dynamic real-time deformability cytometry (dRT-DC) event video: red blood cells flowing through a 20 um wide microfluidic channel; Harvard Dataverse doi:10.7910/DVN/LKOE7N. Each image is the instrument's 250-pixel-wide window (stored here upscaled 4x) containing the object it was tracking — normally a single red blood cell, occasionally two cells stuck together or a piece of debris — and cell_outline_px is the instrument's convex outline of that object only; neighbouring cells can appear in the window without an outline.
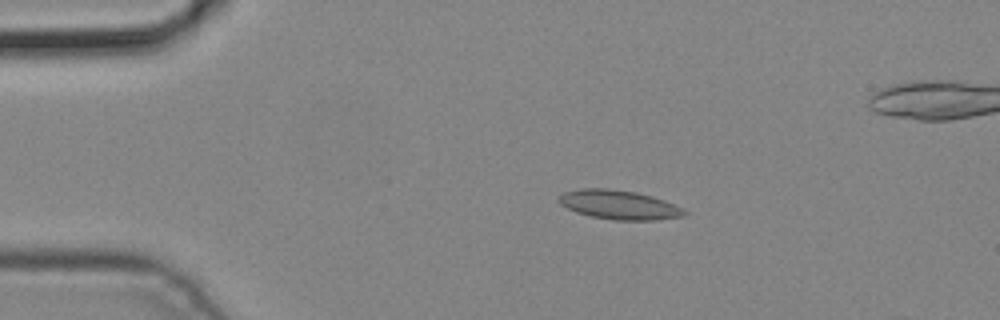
{"species": "common noctule bat (a hibernating species)", "species_latin": "Nyctalus noctula", "temperature_condition": "cold", "stored_images_in_passage": 2, "camera_frame_rate_fps": 3000, "um_per_image_px": 0.085, "animal": {"sex": "male", "body_mass_g": 19.2, "forearm_length_mm": 51.8}, "frame": {"image": 1, "passage_image": 1, "time_ms": 0.0, "image_size_px": [1000, 320], "cell_outline_px": [[688, 212], [684, 216], [656, 220], [616, 220], [592, 216], [576, 212], [560, 204], [556, 200], [564, 192], [580, 188], [608, 188], [636, 192], [652, 196], [664, 200], [684, 208]], "centroid_in_image_um": [52.63, 17.4], "position_along_channel_um": 32.4, "area_um2": 21.39}}